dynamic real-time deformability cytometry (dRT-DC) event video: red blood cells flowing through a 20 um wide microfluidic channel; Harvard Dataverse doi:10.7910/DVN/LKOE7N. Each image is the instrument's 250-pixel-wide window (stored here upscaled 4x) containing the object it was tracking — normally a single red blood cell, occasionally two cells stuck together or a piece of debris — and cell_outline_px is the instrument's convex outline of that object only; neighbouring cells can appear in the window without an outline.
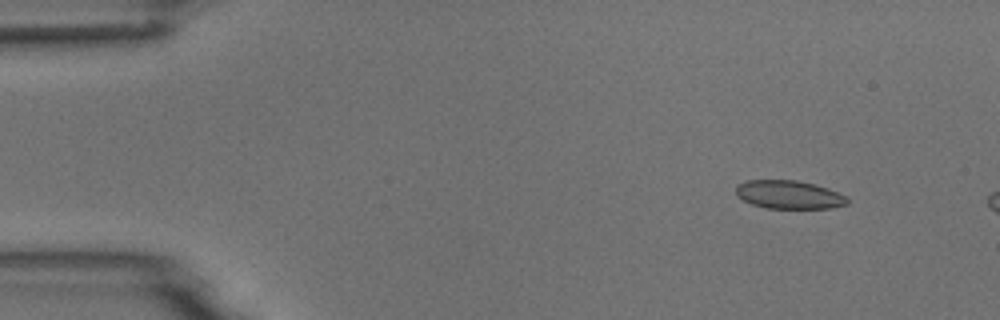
{"species": "common noctule bat (a hibernating species)", "species_latin": "Nyctalus noctula", "temperature_condition": "room temperature", "stored_images_in_passage": 4, "camera_frame_rate_fps": 3000, "um_per_image_px": 0.085, "animal": {"sex": "male", "body_mass_g": 18.8}, "frame": {"image": 1, "passage_image": 2, "time_ms": 1.0, "image_size_px": [1000, 320], "cell_outline_px": [[848, 204], [832, 208], [768, 208], [752, 204], [736, 196], [736, 184], [748, 180], [796, 180], [828, 188], [848, 196]], "centroid_in_image_um": [67.07, 16.54], "position_along_channel_um": 17.9, "area_um2": 18.44}}